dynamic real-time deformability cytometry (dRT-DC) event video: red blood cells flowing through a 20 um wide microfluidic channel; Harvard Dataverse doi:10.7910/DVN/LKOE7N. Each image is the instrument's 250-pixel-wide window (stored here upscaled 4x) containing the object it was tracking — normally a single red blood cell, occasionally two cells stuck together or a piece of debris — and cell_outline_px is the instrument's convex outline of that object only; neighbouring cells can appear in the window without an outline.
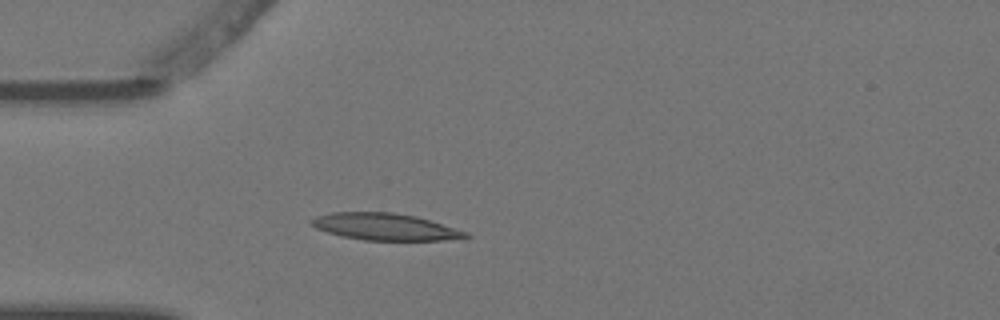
{"species": "Egyptian fruit bat (a non-hibernating species)", "species_latin": "Rousettus aegyptiacus", "temperature_condition": "warm", "stored_images_in_passage": 5, "camera_frame_rate_fps": 3000, "um_per_image_px": 0.085, "animal": {"sex": "female"}, "frame": {"image": 1, "passage_image": 5, "time_ms": 1.333, "image_size_px": [1000, 320], "cell_outline_px": [[472, 236], [464, 240], [364, 240], [340, 236], [316, 228], [308, 220], [316, 216], [332, 212], [392, 212], [416, 216], [468, 232]], "centroid_in_image_um": [32.77, 19.28], "position_along_channel_um": 52.2, "area_um2": 24.33}}